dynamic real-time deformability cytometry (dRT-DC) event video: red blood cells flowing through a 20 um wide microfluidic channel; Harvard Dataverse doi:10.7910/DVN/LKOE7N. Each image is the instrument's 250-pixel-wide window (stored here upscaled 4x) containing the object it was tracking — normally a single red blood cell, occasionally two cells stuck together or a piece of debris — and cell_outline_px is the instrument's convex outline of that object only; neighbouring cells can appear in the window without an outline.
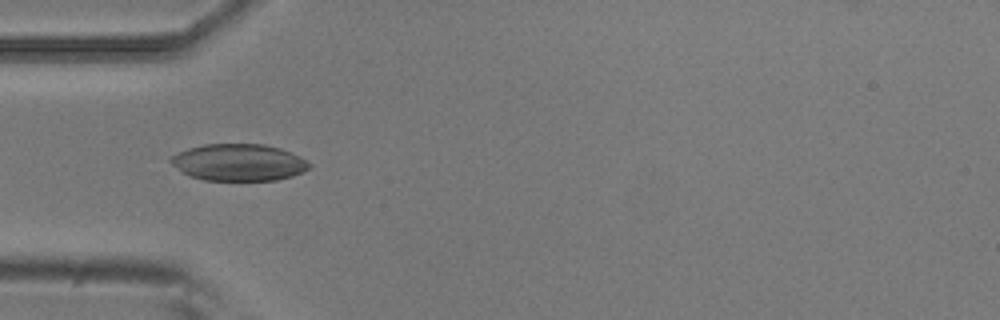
{"species": "common noctule bat (a hibernating species)", "species_latin": "Nyctalus noctula", "temperature_condition": "room temperature", "stored_images_in_passage": 7, "camera_frame_rate_fps": 3000, "um_per_image_px": 0.085, "animal": {"sex": "male", "body_mass_g": 20.5, "forearm_length_mm": 52.5}, "frame": {"image": 1, "passage_image": 4, "time_ms": 1.0, "image_size_px": [1000, 320], "cell_outline_px": [[312, 164], [308, 168], [292, 176], [276, 180], [204, 180], [188, 176], [172, 164], [168, 160], [172, 156], [188, 148], [204, 144], [264, 144], [280, 148], [300, 156]], "centroid_in_image_um": [20.28, 13.8], "position_along_channel_um": 64.7, "area_um2": 29.65}}
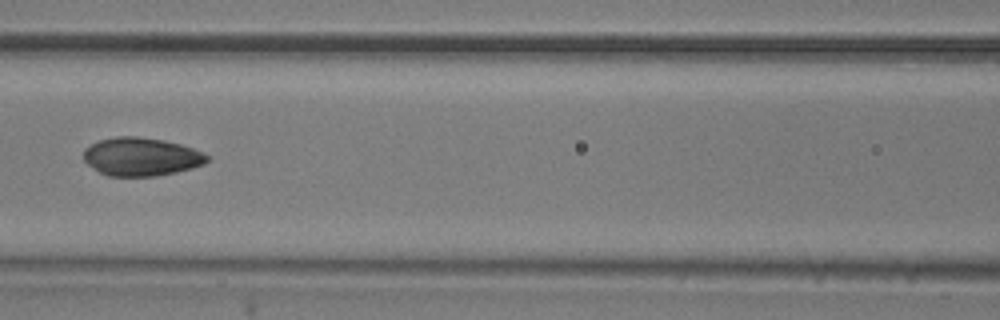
{"frame": {"image": 2, "passage_image": 6, "time_ms": 1.667, "image_size_px": [1000, 320], "cell_outline_px": [[208, 160], [204, 164], [192, 168], [176, 172], [156, 176], [108, 176], [100, 172], [88, 164], [84, 160], [84, 148], [100, 140], [116, 136], [136, 136], [164, 140], [180, 144], [192, 148], [208, 156]], "centroid_in_image_um": [11.99, 13.32], "position_along_channel_um": 154.6, "area_um2": 27.4}}
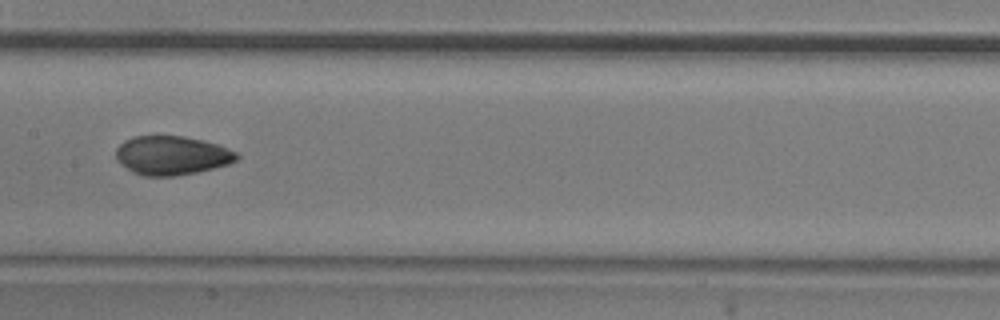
{"frame": {"image": 3, "passage_image": 7, "time_ms": 2.0, "image_size_px": [1000, 320], "cell_outline_px": [[240, 156], [236, 160], [228, 164], [196, 172], [176, 176], [144, 176], [132, 172], [120, 164], [116, 160], [116, 148], [124, 140], [132, 136], [184, 136], [216, 144], [228, 148], [236, 152]], "centroid_in_image_um": [14.56, 13.21], "position_along_channel_um": 192.8, "area_um2": 27.4}}